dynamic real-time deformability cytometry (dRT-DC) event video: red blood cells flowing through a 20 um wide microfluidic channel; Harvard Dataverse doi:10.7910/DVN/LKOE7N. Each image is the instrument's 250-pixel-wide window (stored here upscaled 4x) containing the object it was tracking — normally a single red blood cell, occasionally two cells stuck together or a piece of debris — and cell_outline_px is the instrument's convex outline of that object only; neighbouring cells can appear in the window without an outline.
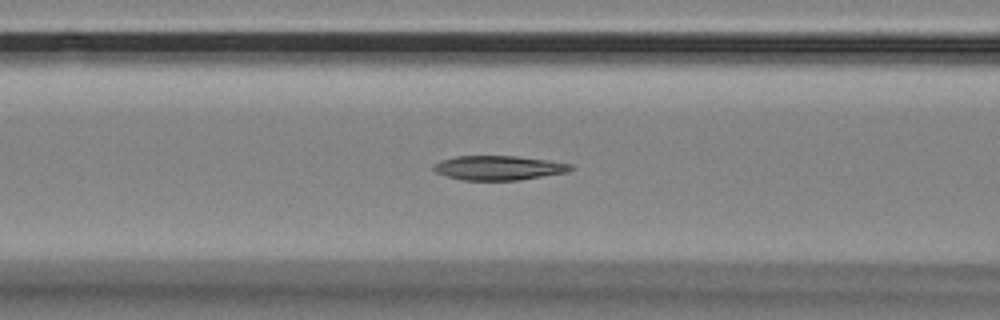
{"species": "Egyptian fruit bat (a non-hibernating species)", "species_latin": "Rousettus aegyptiacus", "temperature_condition": "room temperature", "stored_images_in_passage": 52, "camera_frame_rate_fps": 3000, "um_per_image_px": 0.085, "animal": {"sex": "female"}, "frame": {"image": 1, "passage_image": 19, "time_ms": 6.0, "image_size_px": [1000, 320], "cell_outline_px": [[576, 168], [568, 172], [520, 180], [460, 180], [436, 172], [432, 168], [432, 164], [440, 160], [456, 156], [516, 156], [572, 164]], "centroid_in_image_um": [42.37, 14.27], "position_along_channel_um": 124.2, "area_um2": 19.54}}
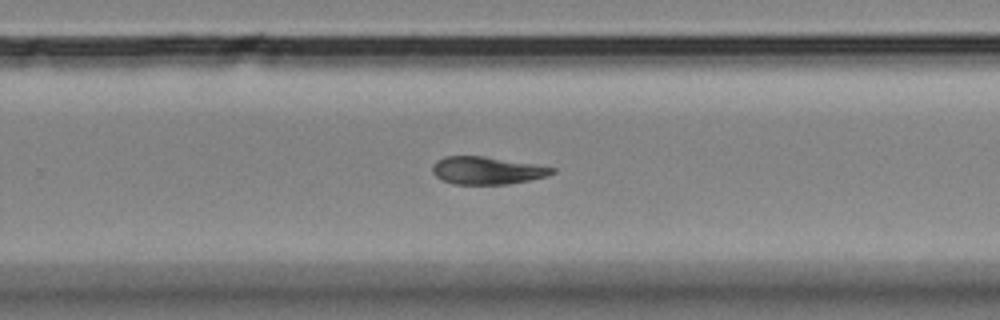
{"frame": {"image": 2, "passage_image": 33, "time_ms": 10.667, "image_size_px": [1000, 320], "cell_outline_px": [[556, 172], [544, 176], [528, 180], [508, 184], [452, 184], [436, 176], [432, 172], [432, 164], [436, 160], [444, 156], [484, 156], [556, 168]], "centroid_in_image_um": [41.34, 14.48], "position_along_channel_um": 288.5, "area_um2": 19.07}}
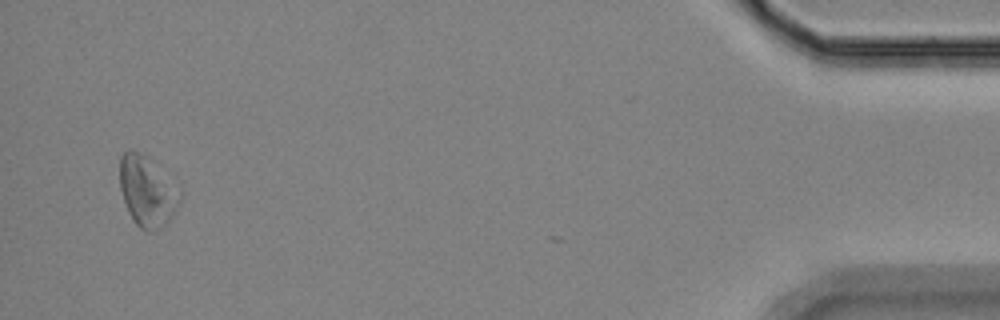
{"frame": {"image": 3, "passage_image": 51, "time_ms": 16.667, "image_size_px": [1000, 320], "cell_outline_px": [[180, 200], [168, 220], [156, 232], [148, 232], [140, 228], [132, 220], [128, 212], [120, 188], [120, 156], [124, 152], [132, 148], [140, 152], [180, 184]], "centroid_in_image_um": [12.52, 16.24], "position_along_channel_um": 422.7, "area_um2": 24.91}, "authors_computed_cell_mechanics": {"area_um2": 20.4323, "velocity_mm_per_s": 3.5263, "shape_relaxation_time_tau1_ms": null, "shape_relaxation_time_tau2_ms": 8.0209, "deformation_change_tau1": null, "deformation_change_tau2": 0.1312}}